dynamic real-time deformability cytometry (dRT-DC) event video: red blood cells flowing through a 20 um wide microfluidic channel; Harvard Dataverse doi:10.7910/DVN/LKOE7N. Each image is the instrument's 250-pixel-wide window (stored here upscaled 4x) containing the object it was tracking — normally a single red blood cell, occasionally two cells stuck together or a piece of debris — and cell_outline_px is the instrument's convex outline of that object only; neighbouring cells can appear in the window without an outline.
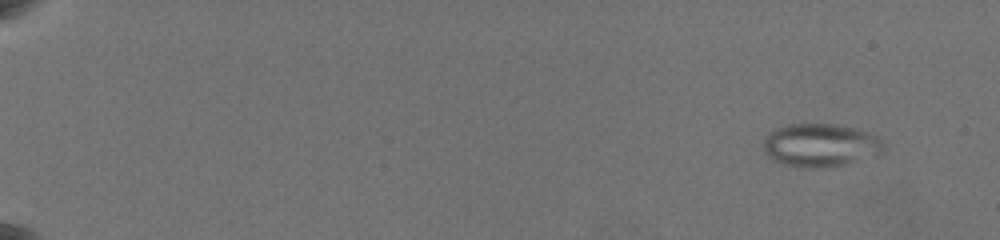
{"species": "common noctule bat (a hibernating species)", "species_latin": "Nyctalus noctula", "temperature_condition": "warm", "stored_images_in_passage": 54, "camera_frame_rate_fps": 3000, "um_per_image_px": 0.085, "animal": {"sex": "female", "body_mass_g": 19.5, "forearm_length_mm": 54.1}, "frame": {"image": 1, "passage_image": 6, "time_ms": 1.667, "image_size_px": [1000, 240], "cell_outline_px": [[880, 152], [876, 156], [844, 164], [824, 168], [816, 168], [780, 164], [772, 160], [764, 152], [764, 140], [776, 128], [788, 124], [840, 124], [856, 128], [880, 136]], "centroid_in_image_um": [69.72, 12.34], "position_along_channel_um": 15.3, "area_um2": 30.11}}
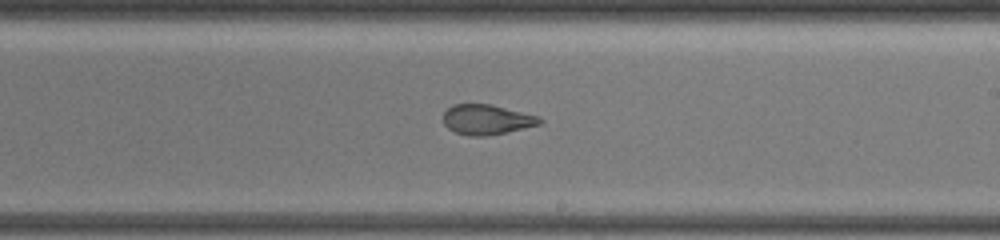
{"frame": {"image": 2, "passage_image": 33, "time_ms": 13.333, "image_size_px": [1000, 240], "cell_outline_px": [[544, 120], [540, 124], [488, 136], [468, 136], [456, 132], [448, 128], [444, 124], [444, 112], [452, 104], [488, 104], [540, 116]], "centroid_in_image_um": [41.37, 10.16], "position_along_channel_um": 247.6, "area_um2": 16.76}}
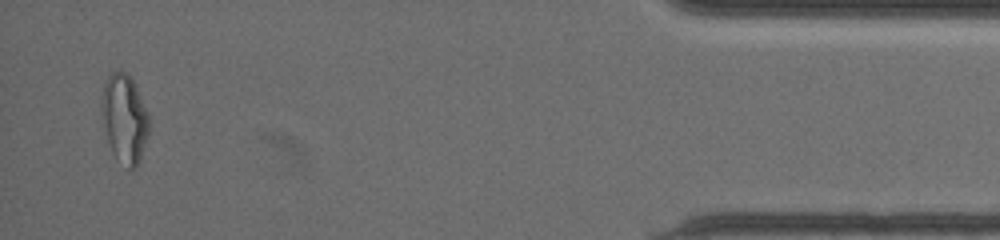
{"frame": {"image": 3, "passage_image": 54, "time_ms": 20.0, "image_size_px": [1000, 240], "cell_outline_px": [[148, 136], [140, 160], [136, 168], [132, 172], [112, 152], [108, 140], [104, 124], [100, 100], [104, 80], [112, 72], [128, 72], [136, 88], [148, 116]], "centroid_in_image_um": [10.57, 10.08], "position_along_channel_um": 424.6, "area_um2": 24.1}, "authors_computed_cell_mechanics": {"area_um2": 21.7328, "velocity_mm_per_s": 3.59, "shape_relaxation_time_tau1_ms": null, "shape_relaxation_time_tau2_ms": 1.1467, "deformation_change_tau1": null, "deformation_change_tau2": 0.0659}}